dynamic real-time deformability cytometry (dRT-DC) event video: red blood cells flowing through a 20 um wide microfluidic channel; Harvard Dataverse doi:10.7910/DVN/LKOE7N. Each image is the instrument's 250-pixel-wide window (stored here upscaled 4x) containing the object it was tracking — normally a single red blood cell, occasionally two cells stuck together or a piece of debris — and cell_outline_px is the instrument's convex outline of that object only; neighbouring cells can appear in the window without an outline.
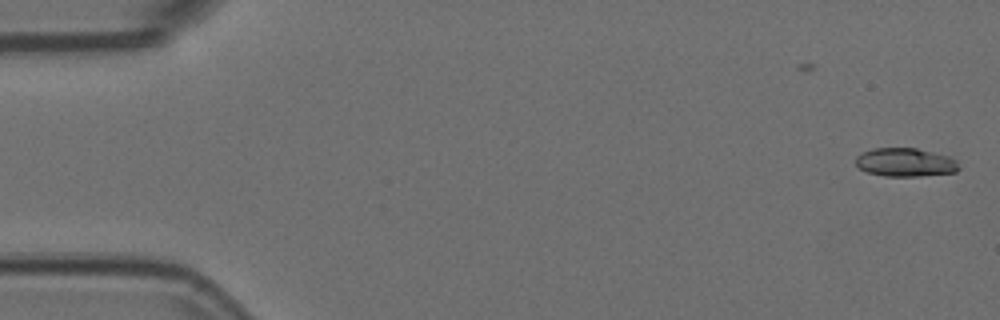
{"species": "Egyptian fruit bat (a non-hibernating species)", "species_latin": "Rousettus aegyptiacus", "temperature_condition": "room temperature", "stored_images_in_passage": 54, "camera_frame_rate_fps": 3000, "um_per_image_px": 0.085, "animal": {"sex": "female"}, "frame": {"image": 1, "passage_image": 1, "time_ms": 0.0, "image_size_px": [1000, 320], "cell_outline_px": [[960, 168], [956, 172], [920, 176], [884, 176], [868, 172], [860, 168], [856, 164], [856, 156], [860, 152], [872, 148], [916, 148], [948, 156], [956, 160]], "centroid_in_image_um": [76.94, 13.79], "position_along_channel_um": 8.1, "area_um2": 17.17}}
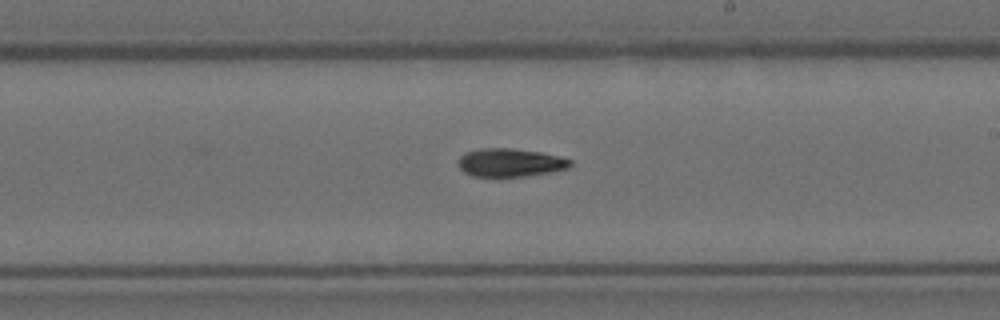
{"frame": {"image": 2, "passage_image": 31, "time_ms": 10.0, "image_size_px": [1000, 320], "cell_outline_px": [[572, 164], [568, 168], [552, 172], [524, 176], [472, 176], [464, 172], [460, 168], [460, 156], [464, 152], [480, 148], [508, 148], [540, 152], [560, 156], [572, 160]], "centroid_in_image_um": [43.39, 13.81], "position_along_channel_um": 245.6, "area_um2": 18.38}}
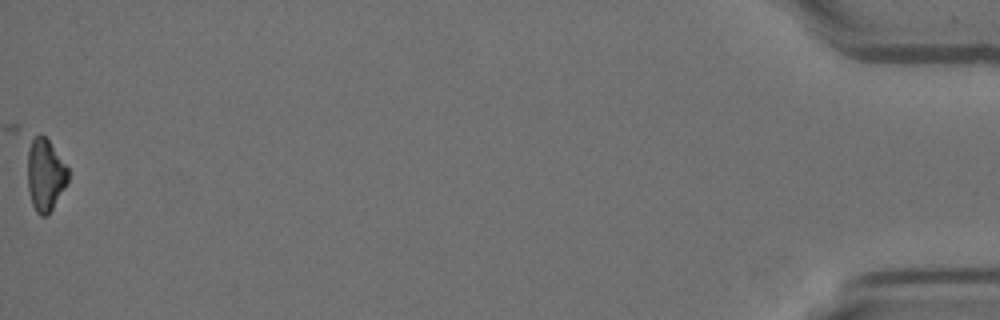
{"frame": {"image": 3, "passage_image": 54, "time_ms": 17.667, "image_size_px": [1000, 320], "cell_outline_px": [[68, 180], [64, 188], [48, 216], [40, 216], [36, 212], [32, 204], [28, 188], [28, 148], [32, 136], [40, 132], [48, 140], [68, 168]], "centroid_in_image_um": [3.83, 14.85], "position_along_channel_um": 431.4, "area_um2": 17.05}, "authors_computed_cell_mechanics": {"area_um2": 18.0625, "velocity_mm_per_s": 3.7505, "shape_relaxation_time_tau1_ms": 5.0584, "shape_relaxation_time_tau2_ms": null, "deformation_change_tau1": 0.1351, "deformation_change_tau2": null}}